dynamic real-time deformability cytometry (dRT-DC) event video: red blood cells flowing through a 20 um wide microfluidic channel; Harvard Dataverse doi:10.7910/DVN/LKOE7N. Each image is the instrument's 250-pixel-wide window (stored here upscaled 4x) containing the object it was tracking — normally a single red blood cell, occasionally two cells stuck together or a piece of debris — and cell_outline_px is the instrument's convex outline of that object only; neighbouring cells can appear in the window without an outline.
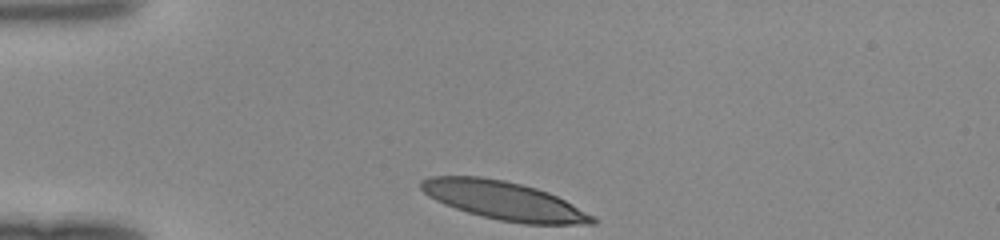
{"species": "human", "species_latin": "Homo sapiens", "temperature_condition": "room temperature", "stored_images_in_passage": 28, "camera_frame_rate_fps": 3000, "um_per_image_px": 0.085, "donor": {"sex": "female"}, "frame": {"image": 1, "passage_image": 1, "time_ms": 0.0, "image_size_px": [1000, 240], "cell_outline_px": [[596, 224], [524, 224], [500, 220], [468, 212], [444, 204], [428, 196], [420, 188], [420, 180], [428, 176], [480, 176], [504, 180], [536, 188], [548, 192], [596, 216]], "centroid_in_image_um": [42.83, 17.05], "position_along_channel_um": 42.2, "area_um2": 38.21}}
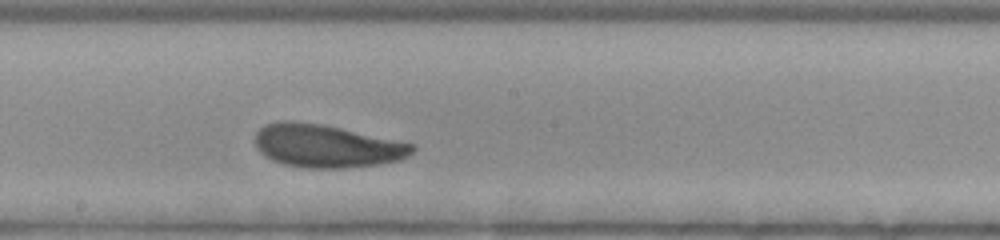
{"frame": {"image": 2, "passage_image": 16, "time_ms": 5.0, "image_size_px": [1000, 240], "cell_outline_px": [[416, 148], [408, 156], [400, 160], [380, 164], [348, 168], [304, 168], [284, 164], [272, 160], [260, 152], [256, 148], [256, 132], [264, 124], [280, 120], [292, 120], [320, 124], [340, 128], [416, 144]], "centroid_in_image_um": [27.75, 12.41], "position_along_channel_um": 220.4, "area_um2": 39.54}}
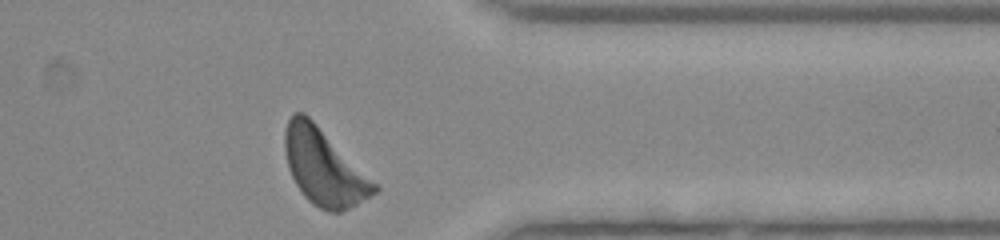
{"frame": {"image": 3, "passage_image": 28, "time_ms": 9.0, "image_size_px": [1000, 240], "cell_outline_px": [[380, 188], [376, 192], [356, 204], [340, 212], [328, 212], [312, 204], [304, 196], [296, 184], [288, 168], [284, 148], [284, 128], [292, 112], [304, 112]], "centroid_in_image_um": [27.47, 14.21], "position_along_channel_um": 383.9, "area_um2": 38.84}}